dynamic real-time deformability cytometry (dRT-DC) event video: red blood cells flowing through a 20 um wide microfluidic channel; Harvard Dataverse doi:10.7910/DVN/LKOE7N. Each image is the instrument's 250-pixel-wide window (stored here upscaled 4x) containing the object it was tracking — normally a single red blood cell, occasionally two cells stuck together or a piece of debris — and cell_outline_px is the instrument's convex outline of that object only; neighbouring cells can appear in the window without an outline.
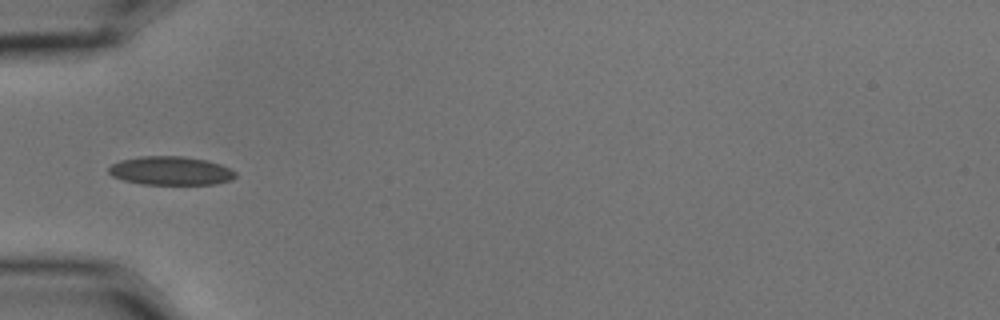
{"species": "common noctule bat (a hibernating species)", "species_latin": "Nyctalus noctula", "temperature_condition": "cold", "stored_images_in_passage": 4, "camera_frame_rate_fps": 3000, "um_per_image_px": 0.085, "animal": {"sex": "male", "body_mass_g": 15.6}, "frame": {"image": 1, "passage_image": 4, "time_ms": 1.0, "image_size_px": [1000, 320], "cell_outline_px": [[236, 176], [232, 180], [216, 184], [140, 184], [124, 180], [112, 176], [108, 172], [108, 168], [112, 164], [120, 160], [140, 156], [184, 156], [208, 160], [232, 168], [236, 172]], "centroid_in_image_um": [14.54, 14.51], "position_along_channel_um": 70.5, "area_um2": 21.39}}